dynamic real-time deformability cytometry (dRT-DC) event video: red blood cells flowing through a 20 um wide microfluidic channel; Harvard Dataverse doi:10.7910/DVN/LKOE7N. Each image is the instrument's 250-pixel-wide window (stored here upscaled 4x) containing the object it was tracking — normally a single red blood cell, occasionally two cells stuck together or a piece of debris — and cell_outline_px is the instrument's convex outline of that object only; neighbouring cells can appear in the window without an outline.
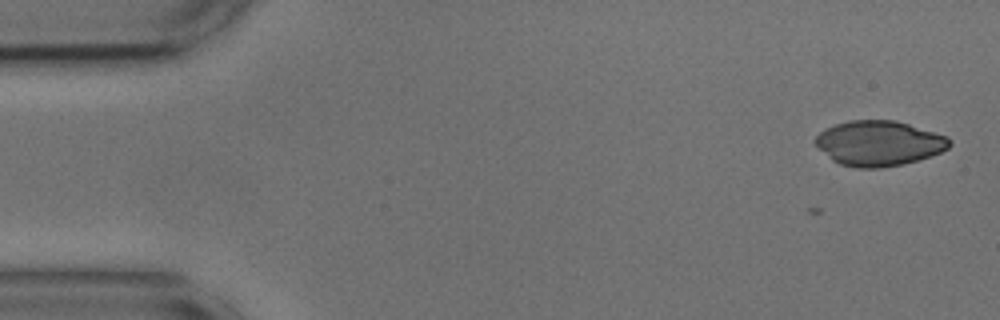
{"species": "common noctule bat (a hibernating species)", "species_latin": "Nyctalus noctula", "temperature_condition": "cold", "stored_images_in_passage": 2, "camera_frame_rate_fps": 3000, "um_per_image_px": 0.085, "animal": {"sex": "male", "body_mass_g": 17.9, "forearm_length_mm": 54.2}, "frame": {"image": 1, "passage_image": 2, "time_ms": 0.333, "image_size_px": [1000, 320], "cell_outline_px": [[952, 144], [948, 148], [940, 152], [904, 164], [880, 168], [856, 168], [840, 164], [832, 160], [812, 140], [824, 128], [848, 120], [896, 120], [948, 136], [952, 140]], "centroid_in_image_um": [74.71, 12.17], "position_along_channel_um": 10.3, "area_um2": 35.32}}